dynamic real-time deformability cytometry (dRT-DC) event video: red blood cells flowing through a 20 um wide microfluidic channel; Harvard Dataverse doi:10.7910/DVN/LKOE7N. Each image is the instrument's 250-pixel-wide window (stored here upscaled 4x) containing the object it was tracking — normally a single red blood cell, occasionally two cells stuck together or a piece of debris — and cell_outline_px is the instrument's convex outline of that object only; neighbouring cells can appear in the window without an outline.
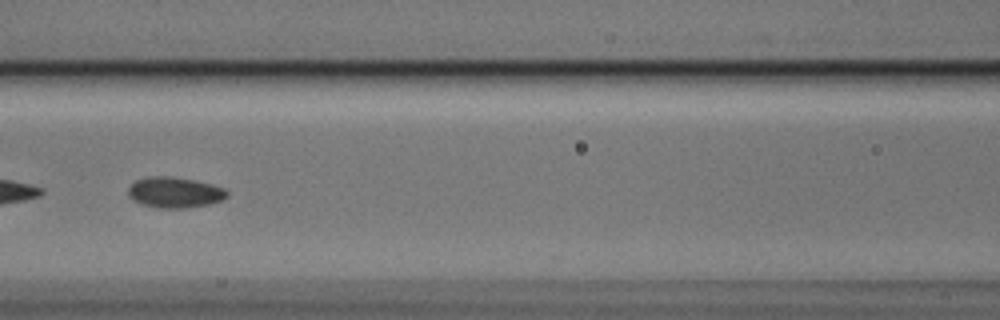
{"species": "Egyptian fruit bat (a non-hibernating species)", "species_latin": "Rousettus aegyptiacus", "temperature_condition": "cold", "stored_images_in_passage": 7, "segment_of_instrument_passage": [1, 2], "camera_frame_rate_fps": 3000, "um_per_image_px": 0.085, "animal": {"sex": "male"}, "frame": {"image": 1, "passage_image": 4, "time_ms": 1.0, "image_size_px": [1000, 320], "cell_outline_px": [[228, 196], [224, 200], [208, 204], [184, 208], [156, 208], [140, 204], [132, 200], [128, 196], [128, 188], [136, 180], [148, 176], [168, 176], [192, 180], [224, 188], [228, 192]], "centroid_in_image_um": [14.81, 16.37], "position_along_channel_um": 151.8, "area_um2": 17.69}}
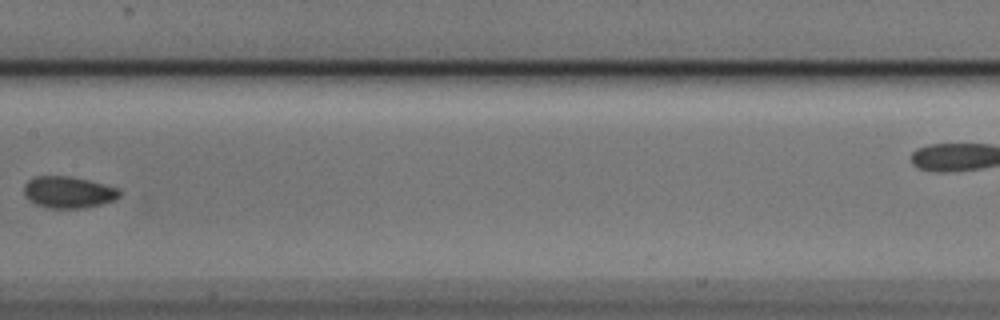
{"frame": {"image": 2, "passage_image": 5, "time_ms": 1.333, "image_size_px": [1000, 320], "cell_outline_px": [[120, 196], [112, 200], [100, 204], [84, 208], [48, 208], [36, 204], [28, 200], [24, 196], [24, 184], [28, 180], [36, 176], [68, 176], [88, 180], [120, 188]], "centroid_in_image_um": [5.78, 16.34], "position_along_channel_um": 201.6, "area_um2": 17.63}}
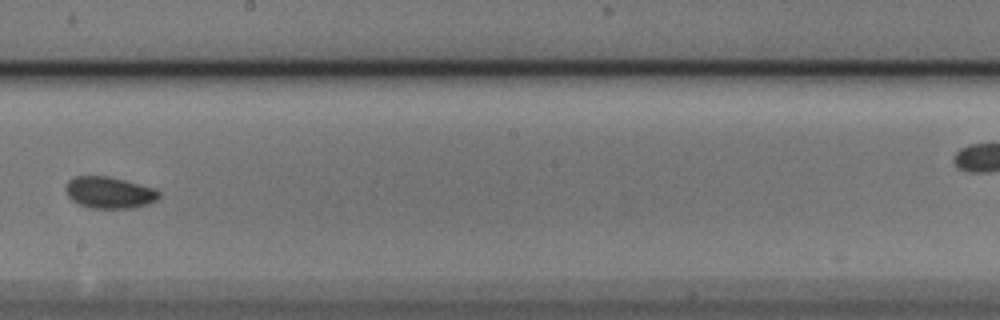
{"frame": {"image": 3, "passage_image": 6, "time_ms": 1.667, "image_size_px": [1000, 320], "cell_outline_px": [[160, 196], [156, 200], [148, 204], [132, 208], [92, 208], [80, 204], [72, 200], [68, 196], [64, 188], [68, 180], [76, 176], [108, 176], [124, 180], [152, 188], [160, 192]], "centroid_in_image_um": [9.27, 16.37], "position_along_channel_um": 238.9, "area_um2": 17.05}}